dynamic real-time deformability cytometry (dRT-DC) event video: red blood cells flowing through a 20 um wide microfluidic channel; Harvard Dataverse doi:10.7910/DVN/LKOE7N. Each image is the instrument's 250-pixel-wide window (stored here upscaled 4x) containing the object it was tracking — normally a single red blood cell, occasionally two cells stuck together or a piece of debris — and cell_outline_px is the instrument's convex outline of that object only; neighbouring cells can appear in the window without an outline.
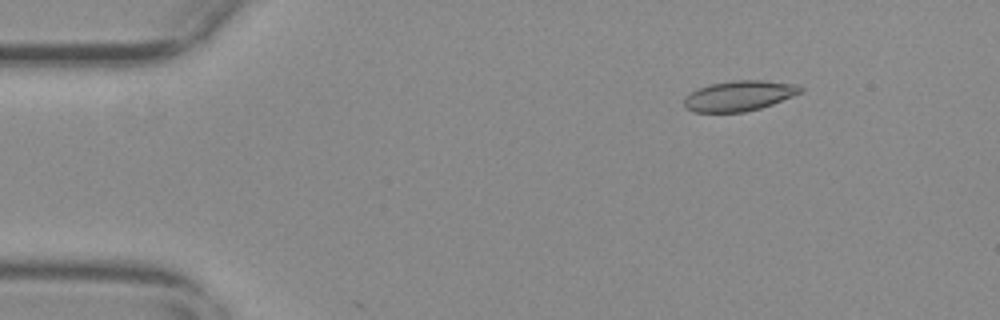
{"species": "common noctule bat (a hibernating species)", "species_latin": "Nyctalus noctula", "temperature_condition": "warm", "stored_images_in_passage": 56, "camera_frame_rate_fps": 3000, "um_per_image_px": 0.085, "animal": {"sex": "female", "body_mass_g": 29.2, "forearm_length_mm": 56.3}, "frame": {"image": 1, "passage_image": 8, "time_ms": 2.333, "image_size_px": [1000, 320], "cell_outline_px": [[804, 88], [800, 92], [792, 96], [772, 104], [760, 108], [744, 112], [692, 112], [684, 104], [684, 100], [692, 92], [700, 88], [712, 84], [732, 80], [764, 80], [796, 84]], "centroid_in_image_um": [62.86, 8.14], "position_along_channel_um": 22.1, "area_um2": 20.23}}
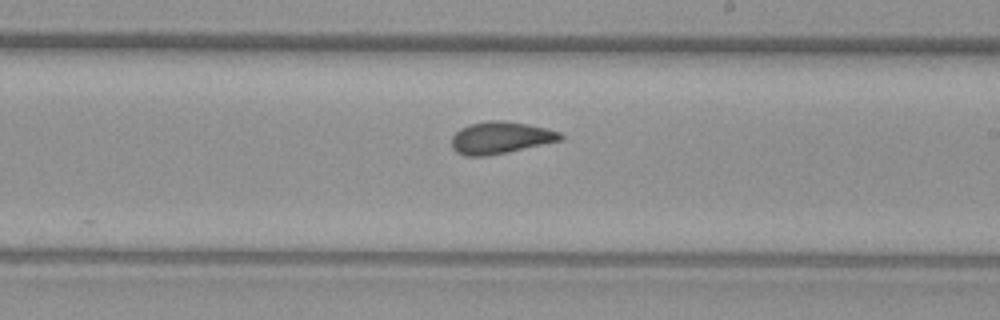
{"frame": {"image": 2, "passage_image": 33, "time_ms": 10.667, "image_size_px": [1000, 320], "cell_outline_px": [[564, 136], [560, 140], [508, 152], [488, 156], [464, 156], [456, 152], [452, 148], [452, 136], [460, 128], [468, 124], [488, 120], [504, 120], [528, 124], [560, 132]], "centroid_in_image_um": [42.49, 11.7], "position_along_channel_um": 246.5, "area_um2": 20.35}}
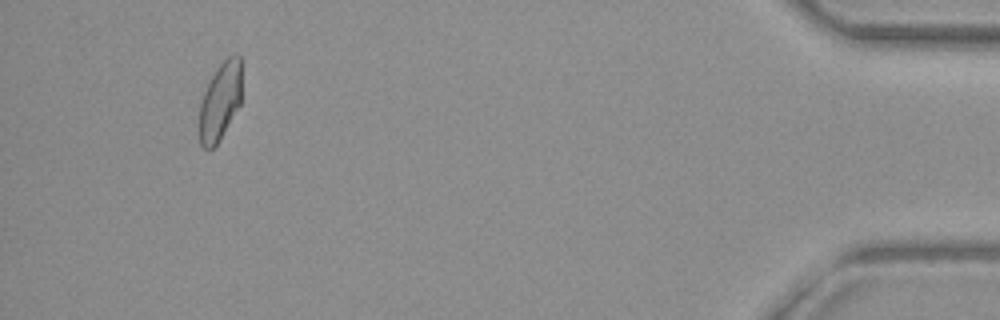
{"frame": {"image": 3, "passage_image": 53, "time_ms": 17.333, "image_size_px": [1000, 320], "cell_outline_px": [[240, 104], [220, 140], [208, 152], [200, 144], [200, 104], [204, 92], [216, 68], [228, 56], [236, 52], [240, 56]], "centroid_in_image_um": [18.71, 8.62], "position_along_channel_um": 416.5, "area_um2": 19.02}, "authors_computed_cell_mechanics": {"area_um2": 20.2878, "velocity_mm_per_s": 3.6727, "shape_relaxation_time_tau1_ms": null, "shape_relaxation_time_tau2_ms": 1.8659, "deformation_change_tau1": null, "deformation_change_tau2": 0.0777}}